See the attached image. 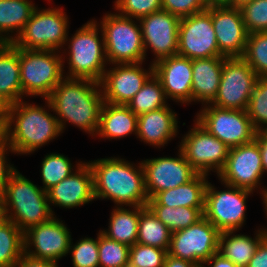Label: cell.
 Segmentation results:
<instances>
[{
    "mask_svg": "<svg viewBox=\"0 0 267 267\" xmlns=\"http://www.w3.org/2000/svg\"><path fill=\"white\" fill-rule=\"evenodd\" d=\"M100 83L87 79L64 78L46 100L47 106L57 114L61 131L66 122L78 126L92 136L99 128L104 98Z\"/></svg>",
    "mask_w": 267,
    "mask_h": 267,
    "instance_id": "cell-1",
    "label": "cell"
},
{
    "mask_svg": "<svg viewBox=\"0 0 267 267\" xmlns=\"http://www.w3.org/2000/svg\"><path fill=\"white\" fill-rule=\"evenodd\" d=\"M93 171L94 198L111 199L118 206H146L149 197L145 188L142 162L133 165L120 158L89 161Z\"/></svg>",
    "mask_w": 267,
    "mask_h": 267,
    "instance_id": "cell-2",
    "label": "cell"
},
{
    "mask_svg": "<svg viewBox=\"0 0 267 267\" xmlns=\"http://www.w3.org/2000/svg\"><path fill=\"white\" fill-rule=\"evenodd\" d=\"M45 109L22 100L9 105L2 138L13 153H33L62 133L57 117Z\"/></svg>",
    "mask_w": 267,
    "mask_h": 267,
    "instance_id": "cell-3",
    "label": "cell"
},
{
    "mask_svg": "<svg viewBox=\"0 0 267 267\" xmlns=\"http://www.w3.org/2000/svg\"><path fill=\"white\" fill-rule=\"evenodd\" d=\"M2 203L6 219L14 222L23 233L54 216L47 192L17 170L8 180Z\"/></svg>",
    "mask_w": 267,
    "mask_h": 267,
    "instance_id": "cell-4",
    "label": "cell"
},
{
    "mask_svg": "<svg viewBox=\"0 0 267 267\" xmlns=\"http://www.w3.org/2000/svg\"><path fill=\"white\" fill-rule=\"evenodd\" d=\"M90 20L67 38L69 48V72L66 78L87 79L100 83L107 61L104 36H98V24ZM101 38V39H100Z\"/></svg>",
    "mask_w": 267,
    "mask_h": 267,
    "instance_id": "cell-5",
    "label": "cell"
},
{
    "mask_svg": "<svg viewBox=\"0 0 267 267\" xmlns=\"http://www.w3.org/2000/svg\"><path fill=\"white\" fill-rule=\"evenodd\" d=\"M20 81L23 95L47 99L65 78L64 60L56 50H28L18 48Z\"/></svg>",
    "mask_w": 267,
    "mask_h": 267,
    "instance_id": "cell-6",
    "label": "cell"
},
{
    "mask_svg": "<svg viewBox=\"0 0 267 267\" xmlns=\"http://www.w3.org/2000/svg\"><path fill=\"white\" fill-rule=\"evenodd\" d=\"M108 64L144 62L145 50L141 31L133 18L109 13L100 22Z\"/></svg>",
    "mask_w": 267,
    "mask_h": 267,
    "instance_id": "cell-7",
    "label": "cell"
},
{
    "mask_svg": "<svg viewBox=\"0 0 267 267\" xmlns=\"http://www.w3.org/2000/svg\"><path fill=\"white\" fill-rule=\"evenodd\" d=\"M68 23L61 8L40 10L36 7L22 32L11 43L21 49L59 51L67 42Z\"/></svg>",
    "mask_w": 267,
    "mask_h": 267,
    "instance_id": "cell-8",
    "label": "cell"
},
{
    "mask_svg": "<svg viewBox=\"0 0 267 267\" xmlns=\"http://www.w3.org/2000/svg\"><path fill=\"white\" fill-rule=\"evenodd\" d=\"M205 106L195 120L229 148L255 139L257 131L246 110L222 109L211 104Z\"/></svg>",
    "mask_w": 267,
    "mask_h": 267,
    "instance_id": "cell-9",
    "label": "cell"
},
{
    "mask_svg": "<svg viewBox=\"0 0 267 267\" xmlns=\"http://www.w3.org/2000/svg\"><path fill=\"white\" fill-rule=\"evenodd\" d=\"M223 184L227 190L216 191L208 182L204 217L220 232L237 231L245 222L246 199L253 191Z\"/></svg>",
    "mask_w": 267,
    "mask_h": 267,
    "instance_id": "cell-10",
    "label": "cell"
},
{
    "mask_svg": "<svg viewBox=\"0 0 267 267\" xmlns=\"http://www.w3.org/2000/svg\"><path fill=\"white\" fill-rule=\"evenodd\" d=\"M258 75L242 57L225 58L217 95L210 103L222 109L247 110Z\"/></svg>",
    "mask_w": 267,
    "mask_h": 267,
    "instance_id": "cell-11",
    "label": "cell"
},
{
    "mask_svg": "<svg viewBox=\"0 0 267 267\" xmlns=\"http://www.w3.org/2000/svg\"><path fill=\"white\" fill-rule=\"evenodd\" d=\"M220 231L204 216L193 225L172 233L168 254L198 265L218 252Z\"/></svg>",
    "mask_w": 267,
    "mask_h": 267,
    "instance_id": "cell-12",
    "label": "cell"
},
{
    "mask_svg": "<svg viewBox=\"0 0 267 267\" xmlns=\"http://www.w3.org/2000/svg\"><path fill=\"white\" fill-rule=\"evenodd\" d=\"M194 127L184 135L180 151L199 173L208 175L215 170L218 175L224 168L230 148L194 120Z\"/></svg>",
    "mask_w": 267,
    "mask_h": 267,
    "instance_id": "cell-13",
    "label": "cell"
},
{
    "mask_svg": "<svg viewBox=\"0 0 267 267\" xmlns=\"http://www.w3.org/2000/svg\"><path fill=\"white\" fill-rule=\"evenodd\" d=\"M177 54L191 60L223 56L218 49L211 14L206 9L180 18Z\"/></svg>",
    "mask_w": 267,
    "mask_h": 267,
    "instance_id": "cell-14",
    "label": "cell"
},
{
    "mask_svg": "<svg viewBox=\"0 0 267 267\" xmlns=\"http://www.w3.org/2000/svg\"><path fill=\"white\" fill-rule=\"evenodd\" d=\"M264 174L258 142L230 148L224 168L217 175L222 183L253 191Z\"/></svg>",
    "mask_w": 267,
    "mask_h": 267,
    "instance_id": "cell-15",
    "label": "cell"
},
{
    "mask_svg": "<svg viewBox=\"0 0 267 267\" xmlns=\"http://www.w3.org/2000/svg\"><path fill=\"white\" fill-rule=\"evenodd\" d=\"M71 234L62 221L56 217L24 232V253L32 258L58 262L68 255ZM34 246V250L30 247Z\"/></svg>",
    "mask_w": 267,
    "mask_h": 267,
    "instance_id": "cell-16",
    "label": "cell"
},
{
    "mask_svg": "<svg viewBox=\"0 0 267 267\" xmlns=\"http://www.w3.org/2000/svg\"><path fill=\"white\" fill-rule=\"evenodd\" d=\"M141 162L149 199L158 192L184 185L199 174L185 159L180 149L178 158L159 157Z\"/></svg>",
    "mask_w": 267,
    "mask_h": 267,
    "instance_id": "cell-17",
    "label": "cell"
},
{
    "mask_svg": "<svg viewBox=\"0 0 267 267\" xmlns=\"http://www.w3.org/2000/svg\"><path fill=\"white\" fill-rule=\"evenodd\" d=\"M138 21L141 25L145 57L147 48L150 47L156 55L152 64L166 57L177 55L180 25L178 16L160 10L141 17Z\"/></svg>",
    "mask_w": 267,
    "mask_h": 267,
    "instance_id": "cell-18",
    "label": "cell"
},
{
    "mask_svg": "<svg viewBox=\"0 0 267 267\" xmlns=\"http://www.w3.org/2000/svg\"><path fill=\"white\" fill-rule=\"evenodd\" d=\"M142 63L114 64L112 70H105L100 81L104 102L128 104L154 73V64L147 71L141 67Z\"/></svg>",
    "mask_w": 267,
    "mask_h": 267,
    "instance_id": "cell-19",
    "label": "cell"
},
{
    "mask_svg": "<svg viewBox=\"0 0 267 267\" xmlns=\"http://www.w3.org/2000/svg\"><path fill=\"white\" fill-rule=\"evenodd\" d=\"M206 10L211 14L220 53L226 58L243 57L249 33L240 8L226 6L209 7Z\"/></svg>",
    "mask_w": 267,
    "mask_h": 267,
    "instance_id": "cell-20",
    "label": "cell"
},
{
    "mask_svg": "<svg viewBox=\"0 0 267 267\" xmlns=\"http://www.w3.org/2000/svg\"><path fill=\"white\" fill-rule=\"evenodd\" d=\"M76 165L75 172L46 191L49 204L70 209L95 200L90 165L88 162Z\"/></svg>",
    "mask_w": 267,
    "mask_h": 267,
    "instance_id": "cell-21",
    "label": "cell"
},
{
    "mask_svg": "<svg viewBox=\"0 0 267 267\" xmlns=\"http://www.w3.org/2000/svg\"><path fill=\"white\" fill-rule=\"evenodd\" d=\"M154 74L160 79L165 95L182 104L192 102V60L180 55L154 63Z\"/></svg>",
    "mask_w": 267,
    "mask_h": 267,
    "instance_id": "cell-22",
    "label": "cell"
},
{
    "mask_svg": "<svg viewBox=\"0 0 267 267\" xmlns=\"http://www.w3.org/2000/svg\"><path fill=\"white\" fill-rule=\"evenodd\" d=\"M177 120V114L169 106L141 114L138 116L137 138L152 146L163 147L177 136Z\"/></svg>",
    "mask_w": 267,
    "mask_h": 267,
    "instance_id": "cell-23",
    "label": "cell"
},
{
    "mask_svg": "<svg viewBox=\"0 0 267 267\" xmlns=\"http://www.w3.org/2000/svg\"><path fill=\"white\" fill-rule=\"evenodd\" d=\"M225 58L216 56L192 60V101H200L206 105L214 100Z\"/></svg>",
    "mask_w": 267,
    "mask_h": 267,
    "instance_id": "cell-24",
    "label": "cell"
},
{
    "mask_svg": "<svg viewBox=\"0 0 267 267\" xmlns=\"http://www.w3.org/2000/svg\"><path fill=\"white\" fill-rule=\"evenodd\" d=\"M207 176L198 174L184 185L158 192L148 200L147 205H164L173 208H205Z\"/></svg>",
    "mask_w": 267,
    "mask_h": 267,
    "instance_id": "cell-25",
    "label": "cell"
},
{
    "mask_svg": "<svg viewBox=\"0 0 267 267\" xmlns=\"http://www.w3.org/2000/svg\"><path fill=\"white\" fill-rule=\"evenodd\" d=\"M23 96L18 47L0 43V97L10 105L22 100Z\"/></svg>",
    "mask_w": 267,
    "mask_h": 267,
    "instance_id": "cell-26",
    "label": "cell"
},
{
    "mask_svg": "<svg viewBox=\"0 0 267 267\" xmlns=\"http://www.w3.org/2000/svg\"><path fill=\"white\" fill-rule=\"evenodd\" d=\"M138 116L127 105L104 102L96 135L116 139L134 132L137 135Z\"/></svg>",
    "mask_w": 267,
    "mask_h": 267,
    "instance_id": "cell-27",
    "label": "cell"
},
{
    "mask_svg": "<svg viewBox=\"0 0 267 267\" xmlns=\"http://www.w3.org/2000/svg\"><path fill=\"white\" fill-rule=\"evenodd\" d=\"M256 232L255 238L243 234L235 235V231L220 232L218 253L237 267H247L258 245L267 236L266 229H258Z\"/></svg>",
    "mask_w": 267,
    "mask_h": 267,
    "instance_id": "cell-28",
    "label": "cell"
},
{
    "mask_svg": "<svg viewBox=\"0 0 267 267\" xmlns=\"http://www.w3.org/2000/svg\"><path fill=\"white\" fill-rule=\"evenodd\" d=\"M35 8L29 0H1L0 43H11L22 32ZM14 30L16 36H10L9 32L13 33Z\"/></svg>",
    "mask_w": 267,
    "mask_h": 267,
    "instance_id": "cell-29",
    "label": "cell"
},
{
    "mask_svg": "<svg viewBox=\"0 0 267 267\" xmlns=\"http://www.w3.org/2000/svg\"><path fill=\"white\" fill-rule=\"evenodd\" d=\"M133 210L117 206L113 209L108 230H100L107 238L119 243L133 246L137 242L139 224V206H133Z\"/></svg>",
    "mask_w": 267,
    "mask_h": 267,
    "instance_id": "cell-30",
    "label": "cell"
},
{
    "mask_svg": "<svg viewBox=\"0 0 267 267\" xmlns=\"http://www.w3.org/2000/svg\"><path fill=\"white\" fill-rule=\"evenodd\" d=\"M172 232L147 206H139L137 242L168 251Z\"/></svg>",
    "mask_w": 267,
    "mask_h": 267,
    "instance_id": "cell-31",
    "label": "cell"
},
{
    "mask_svg": "<svg viewBox=\"0 0 267 267\" xmlns=\"http://www.w3.org/2000/svg\"><path fill=\"white\" fill-rule=\"evenodd\" d=\"M160 79L153 73L142 88L128 102V108L139 116L150 111L168 106ZM167 103V104H166Z\"/></svg>",
    "mask_w": 267,
    "mask_h": 267,
    "instance_id": "cell-32",
    "label": "cell"
},
{
    "mask_svg": "<svg viewBox=\"0 0 267 267\" xmlns=\"http://www.w3.org/2000/svg\"><path fill=\"white\" fill-rule=\"evenodd\" d=\"M24 254V233L9 219L0 223V267H14Z\"/></svg>",
    "mask_w": 267,
    "mask_h": 267,
    "instance_id": "cell-33",
    "label": "cell"
},
{
    "mask_svg": "<svg viewBox=\"0 0 267 267\" xmlns=\"http://www.w3.org/2000/svg\"><path fill=\"white\" fill-rule=\"evenodd\" d=\"M153 214L173 233L185 229L204 216L205 208L167 207L164 205H146Z\"/></svg>",
    "mask_w": 267,
    "mask_h": 267,
    "instance_id": "cell-34",
    "label": "cell"
},
{
    "mask_svg": "<svg viewBox=\"0 0 267 267\" xmlns=\"http://www.w3.org/2000/svg\"><path fill=\"white\" fill-rule=\"evenodd\" d=\"M42 160L41 177L44 191H47L74 172L70 159L62 154L50 153Z\"/></svg>",
    "mask_w": 267,
    "mask_h": 267,
    "instance_id": "cell-35",
    "label": "cell"
},
{
    "mask_svg": "<svg viewBox=\"0 0 267 267\" xmlns=\"http://www.w3.org/2000/svg\"><path fill=\"white\" fill-rule=\"evenodd\" d=\"M258 77H267V31L248 35L246 50L242 57Z\"/></svg>",
    "mask_w": 267,
    "mask_h": 267,
    "instance_id": "cell-36",
    "label": "cell"
},
{
    "mask_svg": "<svg viewBox=\"0 0 267 267\" xmlns=\"http://www.w3.org/2000/svg\"><path fill=\"white\" fill-rule=\"evenodd\" d=\"M129 246L98 234L99 267H129Z\"/></svg>",
    "mask_w": 267,
    "mask_h": 267,
    "instance_id": "cell-37",
    "label": "cell"
},
{
    "mask_svg": "<svg viewBox=\"0 0 267 267\" xmlns=\"http://www.w3.org/2000/svg\"><path fill=\"white\" fill-rule=\"evenodd\" d=\"M246 111L256 131L267 129V77H258Z\"/></svg>",
    "mask_w": 267,
    "mask_h": 267,
    "instance_id": "cell-38",
    "label": "cell"
},
{
    "mask_svg": "<svg viewBox=\"0 0 267 267\" xmlns=\"http://www.w3.org/2000/svg\"><path fill=\"white\" fill-rule=\"evenodd\" d=\"M167 250L135 243L129 248V267H164Z\"/></svg>",
    "mask_w": 267,
    "mask_h": 267,
    "instance_id": "cell-39",
    "label": "cell"
},
{
    "mask_svg": "<svg viewBox=\"0 0 267 267\" xmlns=\"http://www.w3.org/2000/svg\"><path fill=\"white\" fill-rule=\"evenodd\" d=\"M70 244L73 267H99L98 236L82 238L75 245Z\"/></svg>",
    "mask_w": 267,
    "mask_h": 267,
    "instance_id": "cell-40",
    "label": "cell"
},
{
    "mask_svg": "<svg viewBox=\"0 0 267 267\" xmlns=\"http://www.w3.org/2000/svg\"><path fill=\"white\" fill-rule=\"evenodd\" d=\"M240 10L249 34L267 31V0H252Z\"/></svg>",
    "mask_w": 267,
    "mask_h": 267,
    "instance_id": "cell-41",
    "label": "cell"
},
{
    "mask_svg": "<svg viewBox=\"0 0 267 267\" xmlns=\"http://www.w3.org/2000/svg\"><path fill=\"white\" fill-rule=\"evenodd\" d=\"M114 3L118 14L137 20L162 10L161 0H116Z\"/></svg>",
    "mask_w": 267,
    "mask_h": 267,
    "instance_id": "cell-42",
    "label": "cell"
},
{
    "mask_svg": "<svg viewBox=\"0 0 267 267\" xmlns=\"http://www.w3.org/2000/svg\"><path fill=\"white\" fill-rule=\"evenodd\" d=\"M162 10L179 18L191 16L206 8L198 0H161Z\"/></svg>",
    "mask_w": 267,
    "mask_h": 267,
    "instance_id": "cell-43",
    "label": "cell"
},
{
    "mask_svg": "<svg viewBox=\"0 0 267 267\" xmlns=\"http://www.w3.org/2000/svg\"><path fill=\"white\" fill-rule=\"evenodd\" d=\"M8 150L13 152L10 145L3 139H0V198L3 197L5 187L11 175L17 170L13 165L8 164L6 153Z\"/></svg>",
    "mask_w": 267,
    "mask_h": 267,
    "instance_id": "cell-44",
    "label": "cell"
},
{
    "mask_svg": "<svg viewBox=\"0 0 267 267\" xmlns=\"http://www.w3.org/2000/svg\"><path fill=\"white\" fill-rule=\"evenodd\" d=\"M247 267H267V236L258 245Z\"/></svg>",
    "mask_w": 267,
    "mask_h": 267,
    "instance_id": "cell-45",
    "label": "cell"
},
{
    "mask_svg": "<svg viewBox=\"0 0 267 267\" xmlns=\"http://www.w3.org/2000/svg\"><path fill=\"white\" fill-rule=\"evenodd\" d=\"M14 267H58L57 262L32 258L25 253Z\"/></svg>",
    "mask_w": 267,
    "mask_h": 267,
    "instance_id": "cell-46",
    "label": "cell"
},
{
    "mask_svg": "<svg viewBox=\"0 0 267 267\" xmlns=\"http://www.w3.org/2000/svg\"><path fill=\"white\" fill-rule=\"evenodd\" d=\"M255 140L258 142L260 147L263 170L264 172H267V129L257 131Z\"/></svg>",
    "mask_w": 267,
    "mask_h": 267,
    "instance_id": "cell-47",
    "label": "cell"
},
{
    "mask_svg": "<svg viewBox=\"0 0 267 267\" xmlns=\"http://www.w3.org/2000/svg\"><path fill=\"white\" fill-rule=\"evenodd\" d=\"M164 267H203V266L167 254L164 261Z\"/></svg>",
    "mask_w": 267,
    "mask_h": 267,
    "instance_id": "cell-48",
    "label": "cell"
},
{
    "mask_svg": "<svg viewBox=\"0 0 267 267\" xmlns=\"http://www.w3.org/2000/svg\"><path fill=\"white\" fill-rule=\"evenodd\" d=\"M204 264L210 265V267H237L232 261L224 258L218 252L212 255Z\"/></svg>",
    "mask_w": 267,
    "mask_h": 267,
    "instance_id": "cell-49",
    "label": "cell"
},
{
    "mask_svg": "<svg viewBox=\"0 0 267 267\" xmlns=\"http://www.w3.org/2000/svg\"><path fill=\"white\" fill-rule=\"evenodd\" d=\"M8 107L9 104L0 97V131L2 132L6 121H7V115H8Z\"/></svg>",
    "mask_w": 267,
    "mask_h": 267,
    "instance_id": "cell-50",
    "label": "cell"
},
{
    "mask_svg": "<svg viewBox=\"0 0 267 267\" xmlns=\"http://www.w3.org/2000/svg\"><path fill=\"white\" fill-rule=\"evenodd\" d=\"M231 7L232 0H211V7Z\"/></svg>",
    "mask_w": 267,
    "mask_h": 267,
    "instance_id": "cell-51",
    "label": "cell"
},
{
    "mask_svg": "<svg viewBox=\"0 0 267 267\" xmlns=\"http://www.w3.org/2000/svg\"><path fill=\"white\" fill-rule=\"evenodd\" d=\"M251 1L252 0H232V8H241L243 5Z\"/></svg>",
    "mask_w": 267,
    "mask_h": 267,
    "instance_id": "cell-52",
    "label": "cell"
},
{
    "mask_svg": "<svg viewBox=\"0 0 267 267\" xmlns=\"http://www.w3.org/2000/svg\"><path fill=\"white\" fill-rule=\"evenodd\" d=\"M5 219L6 217H5L4 206L2 203V198H0V223H2Z\"/></svg>",
    "mask_w": 267,
    "mask_h": 267,
    "instance_id": "cell-53",
    "label": "cell"
},
{
    "mask_svg": "<svg viewBox=\"0 0 267 267\" xmlns=\"http://www.w3.org/2000/svg\"><path fill=\"white\" fill-rule=\"evenodd\" d=\"M205 8L211 7V0H198Z\"/></svg>",
    "mask_w": 267,
    "mask_h": 267,
    "instance_id": "cell-54",
    "label": "cell"
},
{
    "mask_svg": "<svg viewBox=\"0 0 267 267\" xmlns=\"http://www.w3.org/2000/svg\"><path fill=\"white\" fill-rule=\"evenodd\" d=\"M261 196H262V198L264 199L265 197H266V195H267V189L265 188L264 190H261Z\"/></svg>",
    "mask_w": 267,
    "mask_h": 267,
    "instance_id": "cell-55",
    "label": "cell"
},
{
    "mask_svg": "<svg viewBox=\"0 0 267 267\" xmlns=\"http://www.w3.org/2000/svg\"><path fill=\"white\" fill-rule=\"evenodd\" d=\"M263 200H264L263 204H265V211H266V214H267V195ZM266 231H267V229H266Z\"/></svg>",
    "mask_w": 267,
    "mask_h": 267,
    "instance_id": "cell-56",
    "label": "cell"
}]
</instances>
